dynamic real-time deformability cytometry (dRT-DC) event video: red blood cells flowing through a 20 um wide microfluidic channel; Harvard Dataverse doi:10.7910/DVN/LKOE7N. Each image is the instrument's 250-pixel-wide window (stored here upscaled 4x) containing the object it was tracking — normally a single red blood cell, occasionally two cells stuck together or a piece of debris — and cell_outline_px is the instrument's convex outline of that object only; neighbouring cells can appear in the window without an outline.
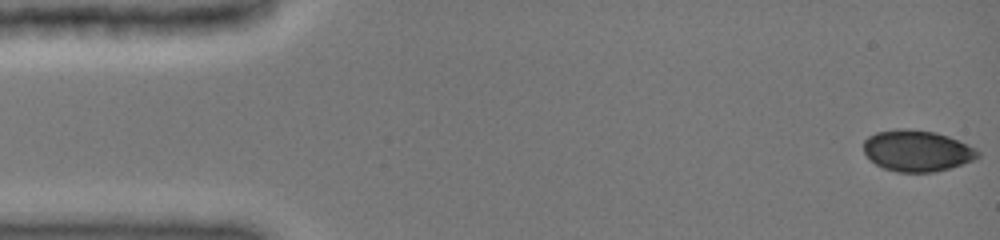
{"species": "common noctule bat (a hibernating species)", "species_latin": "Nyctalus noctula", "temperature_condition": "cold", "stored_images_in_passage": 47, "camera_frame_rate_fps": 3000, "um_per_image_px": 0.085, "animal": {"sex": "female", "body_mass_g": 19.0, "forearm_length_mm": 51.5}, "frame": {"image": 1, "passage_image": 1, "time_ms": 0.0, "image_size_px": [1000, 240], "cell_outline_px": [[980, 156], [972, 160], [948, 168], [932, 172], [896, 172], [884, 168], [876, 164], [864, 152], [864, 140], [868, 136], [876, 132], [896, 128], [904, 128], [936, 132], [948, 136], [976, 148], [980, 152]], "centroid_in_image_um": [77.93, 12.8], "position_along_channel_um": 7.1, "area_um2": 27.34}}
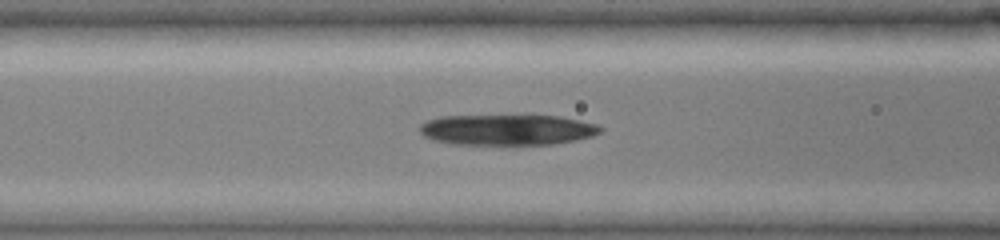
{"frame": {"image": 2, "passage_image": 19, "time_ms": 6.0, "image_size_px": [1000, 240], "cell_outline_px": [[604, 128], [600, 132], [592, 136], [576, 140], [552, 144], [448, 144], [432, 140], [424, 136], [420, 132], [420, 124], [428, 120], [440, 116], [528, 112], [560, 116], [580, 120], [596, 124]], "centroid_in_image_um": [43.11, 10.97], "position_along_channel_um": 123.5, "area_um2": 33.99}}
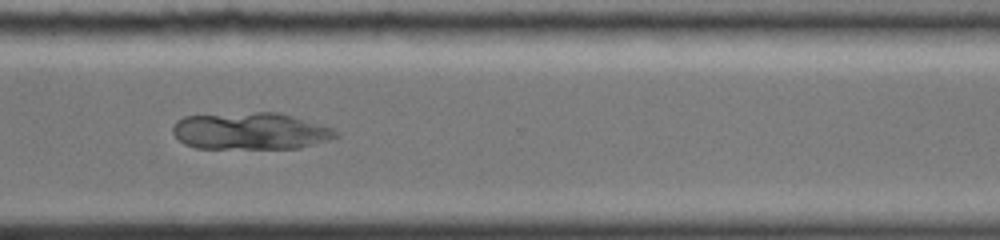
{"frame": {"image": 3, "passage_image": 36, "time_ms": 11.667, "image_size_px": [1000, 240], "cell_outline_px": [[340, 136], [328, 140], [300, 148], [196, 148], [184, 144], [172, 132], [172, 128], [176, 120], [184, 116], [256, 112], [280, 112], [332, 128]], "centroid_in_image_um": [21.27, 11.14], "position_along_channel_um": 349.3, "area_um2": 35.08}}